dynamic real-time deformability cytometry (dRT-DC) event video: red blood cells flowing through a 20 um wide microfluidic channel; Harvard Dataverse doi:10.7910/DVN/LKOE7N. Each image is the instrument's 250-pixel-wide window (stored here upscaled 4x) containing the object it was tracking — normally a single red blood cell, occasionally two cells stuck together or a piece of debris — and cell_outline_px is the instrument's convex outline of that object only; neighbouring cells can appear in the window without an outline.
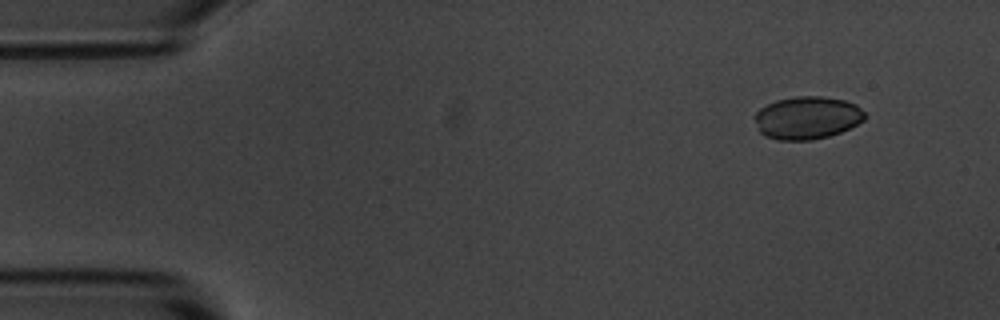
{"species": "common noctule bat (a hibernating species)", "species_latin": "Nyctalus noctula", "temperature_condition": "room temperature", "stored_images_in_passage": 4, "camera_frame_rate_fps": 3000, "um_per_image_px": 0.085, "animal": {"sex": "male", "body_mass_g": 20.1, "forearm_length_mm": 53.5}, "frame": {"image": 1, "passage_image": 1, "time_ms": 0.0, "image_size_px": [1000, 320], "cell_outline_px": [[864, 120], [840, 132], [828, 136], [812, 140], [776, 140], [764, 136], [760, 132], [752, 116], [760, 108], [776, 100], [796, 96], [824, 96], [844, 100], [856, 104], [864, 112]], "centroid_in_image_um": [68.56, 10.01], "position_along_channel_um": 16.4, "area_um2": 27.51}}